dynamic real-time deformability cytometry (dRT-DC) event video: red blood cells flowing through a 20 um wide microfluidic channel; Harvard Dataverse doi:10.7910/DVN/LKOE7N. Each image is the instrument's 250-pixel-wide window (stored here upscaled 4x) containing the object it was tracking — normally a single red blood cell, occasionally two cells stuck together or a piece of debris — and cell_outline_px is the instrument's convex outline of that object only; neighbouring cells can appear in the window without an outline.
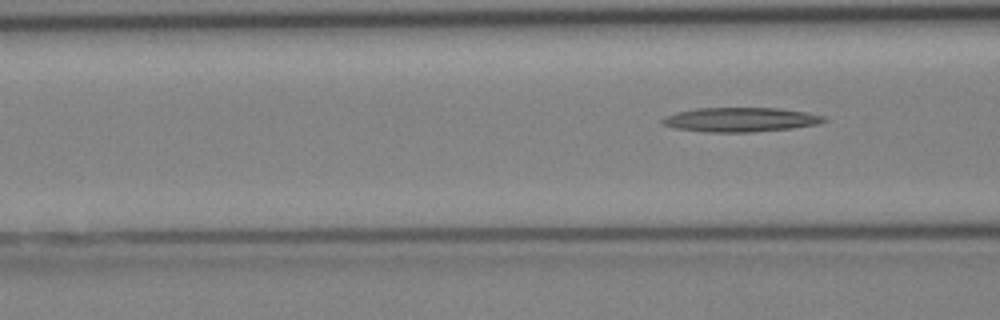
{"species": "Egyptian fruit bat (a non-hibernating species)", "species_latin": "Rousettus aegyptiacus", "temperature_condition": "cold", "stored_images_in_passage": 5, "segment_of_instrument_passage": [2, 2], "camera_frame_rate_fps": 3000, "um_per_image_px": 0.085, "animal": {"sex": "female"}, "frame": {"image": 1, "passage_image": 5, "time_ms": 5.667, "image_size_px": [1000, 320], "cell_outline_px": [[828, 120], [820, 124], [788, 128], [752, 132], [708, 132], [676, 128], [660, 124], [660, 120], [676, 112], [696, 108], [780, 108], [804, 112], [824, 116]], "centroid_in_image_um": [62.93, 10.16], "position_along_channel_um": 103.7, "area_um2": 22.77}}